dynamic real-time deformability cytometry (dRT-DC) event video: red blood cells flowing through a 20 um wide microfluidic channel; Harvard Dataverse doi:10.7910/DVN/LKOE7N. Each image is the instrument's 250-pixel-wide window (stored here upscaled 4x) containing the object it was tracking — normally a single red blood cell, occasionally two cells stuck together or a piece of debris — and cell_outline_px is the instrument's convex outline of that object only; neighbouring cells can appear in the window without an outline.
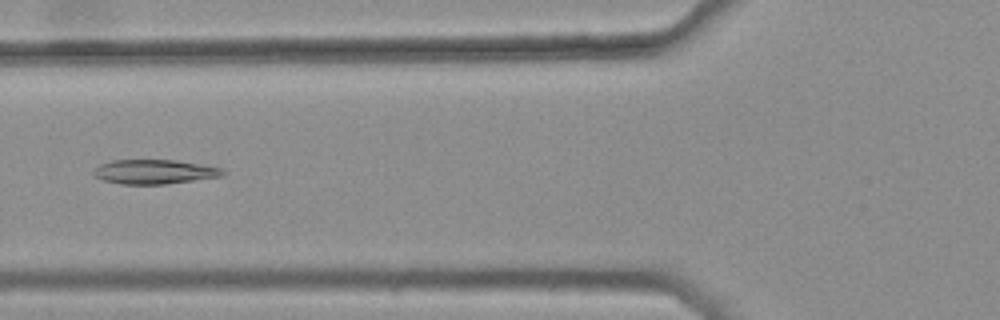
{"species": "common noctule bat (a hibernating species)", "species_latin": "Nyctalus noctula", "temperature_condition": "warm", "stored_images_in_passage": 5, "camera_frame_rate_fps": 3000, "um_per_image_px": 0.085, "animal": {"sex": "female", "body_mass_g": 25.1}, "frame": {"image": 1, "passage_image": 5, "time_ms": 1.333, "image_size_px": [1000, 320], "cell_outline_px": [[224, 172], [220, 176], [164, 184], [120, 184], [104, 180], [96, 176], [92, 172], [100, 164], [112, 160], [172, 160], [200, 164], [220, 168]], "centroid_in_image_um": [13.06, 14.6], "position_along_channel_um": 112.7, "area_um2": 17.92}}